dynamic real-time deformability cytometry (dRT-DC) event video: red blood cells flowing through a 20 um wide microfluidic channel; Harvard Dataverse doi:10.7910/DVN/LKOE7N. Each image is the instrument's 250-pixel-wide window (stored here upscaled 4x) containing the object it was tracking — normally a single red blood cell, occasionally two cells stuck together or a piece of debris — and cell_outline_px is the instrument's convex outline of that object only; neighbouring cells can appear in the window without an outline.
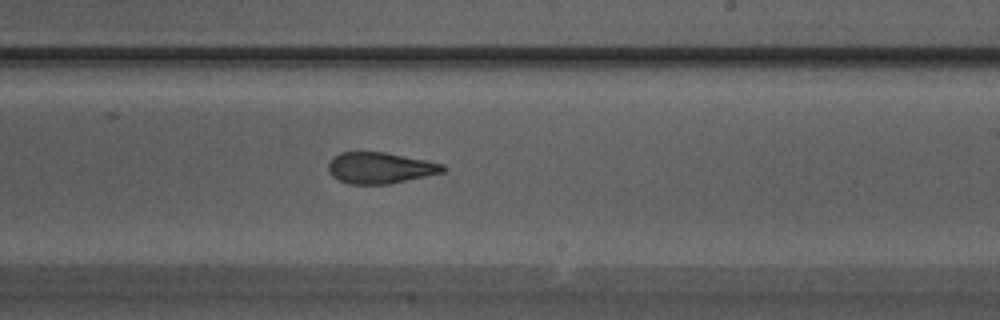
{"species": "Egyptian fruit bat (a non-hibernating species)", "species_latin": "Rousettus aegyptiacus", "temperature_condition": "warm", "stored_images_in_passage": 30, "camera_frame_rate_fps": 3000, "um_per_image_px": 0.085, "animal": {"sex": "male"}, "frame": {"image": 1, "passage_image": 18, "time_ms": 5.667, "image_size_px": [1000, 320], "cell_outline_px": [[448, 168], [444, 172], [388, 184], [348, 184], [332, 176], [328, 172], [328, 164], [332, 156], [340, 152], [384, 152], [444, 164]], "centroid_in_image_um": [32.28, 14.27], "position_along_channel_um": 256.7, "area_um2": 20.81}}